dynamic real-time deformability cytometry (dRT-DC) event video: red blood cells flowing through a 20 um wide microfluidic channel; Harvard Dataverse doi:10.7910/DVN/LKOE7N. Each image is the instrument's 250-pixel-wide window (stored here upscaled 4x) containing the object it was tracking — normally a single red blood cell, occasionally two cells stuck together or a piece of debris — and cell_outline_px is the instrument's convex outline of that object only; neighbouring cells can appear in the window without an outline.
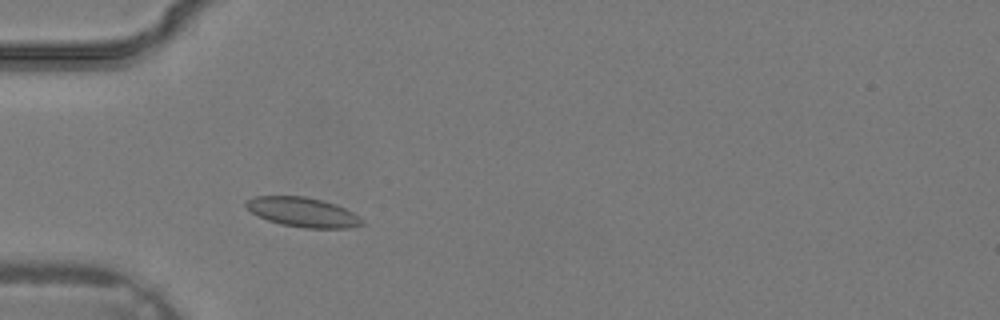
{"species": "common noctule bat (a hibernating species)", "species_latin": "Nyctalus noctula", "temperature_condition": "warm", "stored_images_in_passage": 23, "camera_frame_rate_fps": 3000, "um_per_image_px": 0.085, "animal": {"sex": "male", "body_mass_g": 19.2, "forearm_length_mm": 51.8}, "frame": {"image": 1, "passage_image": 3, "time_ms": 0.667, "image_size_px": [1000, 320], "cell_outline_px": [[364, 224], [352, 228], [304, 228], [280, 224], [256, 216], [244, 204], [244, 200], [252, 196], [304, 196], [336, 204], [360, 216], [364, 220]], "centroid_in_image_um": [25.73, 18.04], "position_along_channel_um": 59.3, "area_um2": 20.17}}
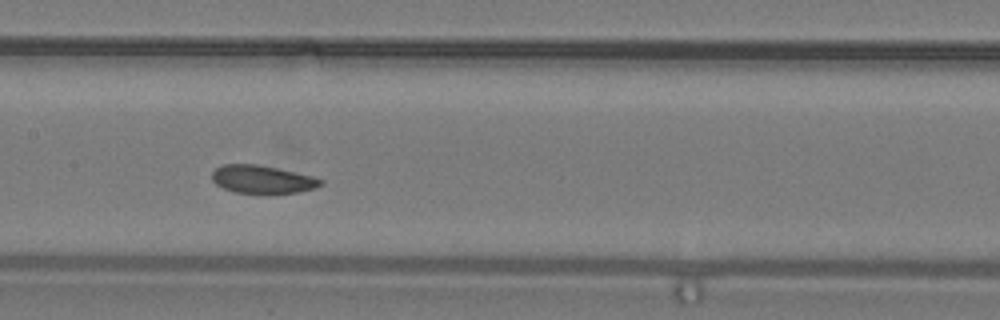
{"frame": {"image": 2, "passage_image": 10, "time_ms": 3.0, "image_size_px": [1000, 320], "cell_outline_px": [[324, 184], [316, 188], [296, 192], [236, 192], [224, 188], [216, 184], [212, 180], [212, 172], [216, 168], [224, 164], [256, 164], [276, 168], [312, 176], [324, 180]], "centroid_in_image_um": [22.3, 15.23], "position_along_channel_um": 185.1, "area_um2": 17.34}}
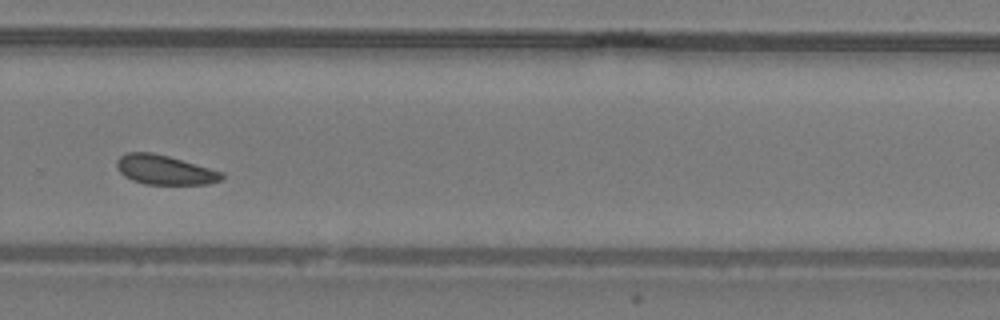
{"frame": {"image": 3, "passage_image": 17, "time_ms": 5.333, "image_size_px": [1000, 320], "cell_outline_px": [[224, 176], [220, 180], [208, 184], [144, 184], [132, 180], [124, 176], [120, 172], [116, 164], [116, 160], [124, 152], [152, 152], [168, 156], [224, 172]], "centroid_in_image_um": [13.97, 14.43], "position_along_channel_um": 315.8, "area_um2": 18.03}}